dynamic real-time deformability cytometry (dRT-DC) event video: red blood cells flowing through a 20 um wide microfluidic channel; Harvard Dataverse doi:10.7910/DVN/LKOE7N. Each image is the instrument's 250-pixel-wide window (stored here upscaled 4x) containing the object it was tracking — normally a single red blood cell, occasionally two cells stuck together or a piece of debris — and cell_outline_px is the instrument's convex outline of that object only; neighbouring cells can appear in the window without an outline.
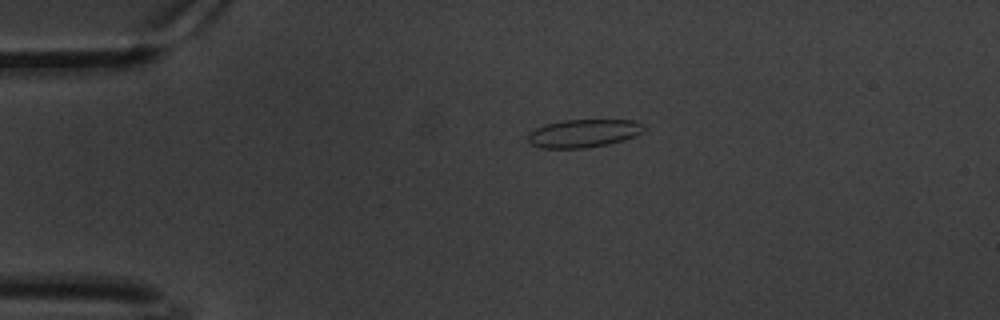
{"species": "common noctule bat (a hibernating species)", "species_latin": "Nyctalus noctula", "temperature_condition": "warm", "stored_images_in_passage": 50, "camera_frame_rate_fps": 3000, "um_per_image_px": 0.085, "animal": {"sex": "male", "body_mass_g": 20.1, "forearm_length_mm": 53.5}, "frame": {"image": 1, "passage_image": 2, "time_ms": 0.333, "image_size_px": [1000, 320], "cell_outline_px": [[644, 128], [640, 132], [624, 140], [608, 144], [584, 148], [540, 148], [532, 144], [528, 140], [528, 132], [536, 128], [548, 124], [564, 120], [632, 120], [644, 124]], "centroid_in_image_um": [49.57, 11.33], "position_along_channel_um": 35.4, "area_um2": 18.73}}
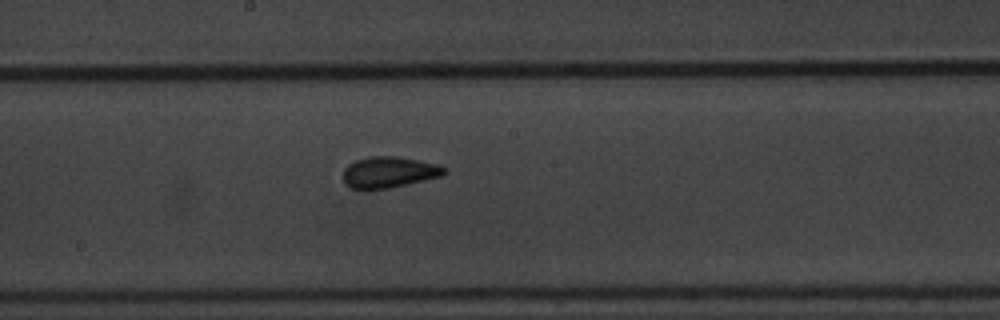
{"frame": {"image": 2, "passage_image": 22, "time_ms": 7.0, "image_size_px": [1000, 320], "cell_outline_px": [[448, 172], [444, 176], [408, 184], [388, 188], [352, 188], [344, 184], [344, 168], [348, 164], [356, 160], [368, 156], [396, 156], [420, 160], [436, 164], [448, 168]], "centroid_in_image_um": [33.12, 14.62], "position_along_channel_um": 215.1, "area_um2": 18.44}}
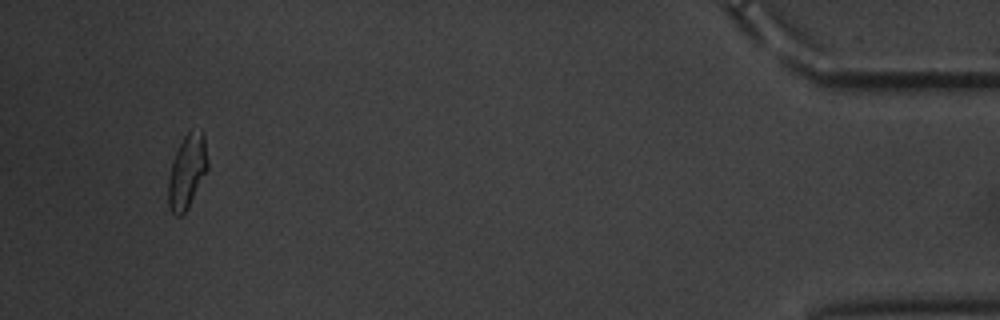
{"frame": {"image": 3, "passage_image": 47, "time_ms": 15.333, "image_size_px": [1000, 320], "cell_outline_px": [[208, 168], [188, 208], [180, 216], [176, 216], [172, 212], [168, 204], [168, 176], [172, 160], [184, 136], [188, 132], [200, 128], [204, 132], [208, 160]], "centroid_in_image_um": [15.91, 14.55], "position_along_channel_um": 419.3, "area_um2": 17.05}, "authors_computed_cell_mechanics": {"area_um2": 17.3978, "velocity_mm_per_s": 3.3053, "shape_relaxation_time_tau1_ms": 4.3601, "shape_relaxation_time_tau2_ms": 1.3135, "deformation_change_tau1": 0.1329, "deformation_change_tau2": 0.0681}}